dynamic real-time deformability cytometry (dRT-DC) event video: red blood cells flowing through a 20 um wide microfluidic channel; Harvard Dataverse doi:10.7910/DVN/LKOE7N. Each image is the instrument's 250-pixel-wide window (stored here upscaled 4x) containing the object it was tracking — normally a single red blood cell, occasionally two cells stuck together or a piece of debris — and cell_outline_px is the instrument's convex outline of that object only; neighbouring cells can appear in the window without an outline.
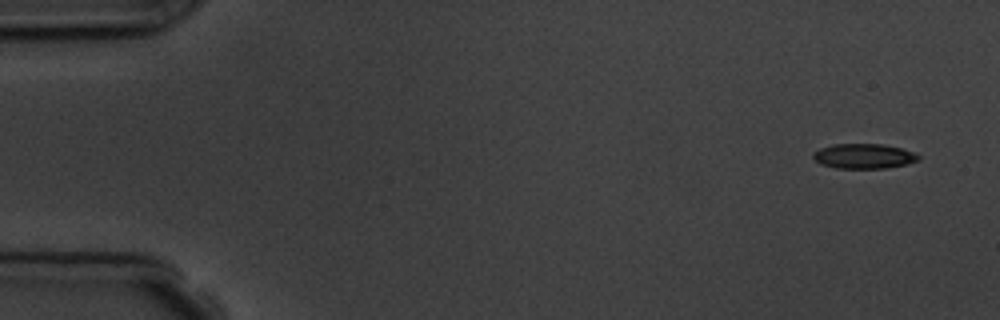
{"species": "common noctule bat (a hibernating species)", "species_latin": "Nyctalus noctula", "temperature_condition": "room temperature", "stored_images_in_passage": 6, "camera_frame_rate_fps": 3000, "um_per_image_px": 0.085, "animal": {"sex": "male", "body_mass_g": 19.5, "forearm_length_mm": 54.6}, "frame": {"image": 1, "passage_image": 1, "time_ms": 0.0, "image_size_px": [1000, 320], "cell_outline_px": [[920, 160], [908, 164], [884, 168], [836, 168], [820, 164], [812, 156], [812, 152], [820, 148], [832, 144], [884, 144], [900, 148], [912, 152], [920, 156]], "centroid_in_image_um": [73.41, 13.27], "position_along_channel_um": 11.6, "area_um2": 15.32}}
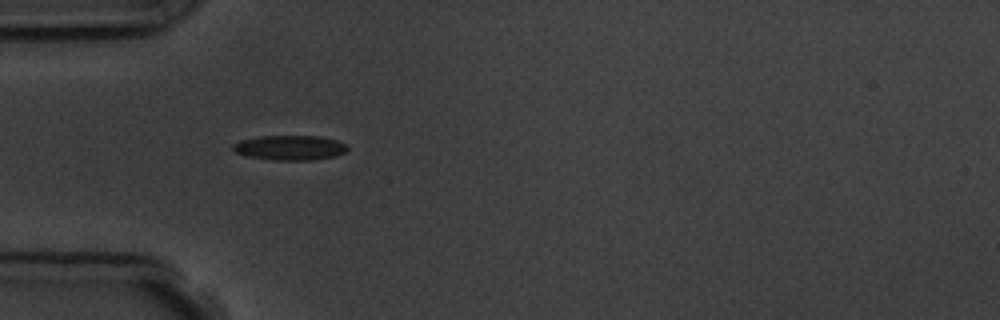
{"frame": {"image": 2, "passage_image": 5, "time_ms": 4.667, "image_size_px": [1000, 320], "cell_outline_px": [[348, 148], [344, 152], [332, 156], [312, 160], [276, 160], [248, 156], [236, 152], [232, 148], [232, 144], [240, 140], [260, 136], [320, 136], [336, 140], [344, 144]], "centroid_in_image_um": [24.6, 12.54], "position_along_channel_um": 60.4, "area_um2": 16.3}}